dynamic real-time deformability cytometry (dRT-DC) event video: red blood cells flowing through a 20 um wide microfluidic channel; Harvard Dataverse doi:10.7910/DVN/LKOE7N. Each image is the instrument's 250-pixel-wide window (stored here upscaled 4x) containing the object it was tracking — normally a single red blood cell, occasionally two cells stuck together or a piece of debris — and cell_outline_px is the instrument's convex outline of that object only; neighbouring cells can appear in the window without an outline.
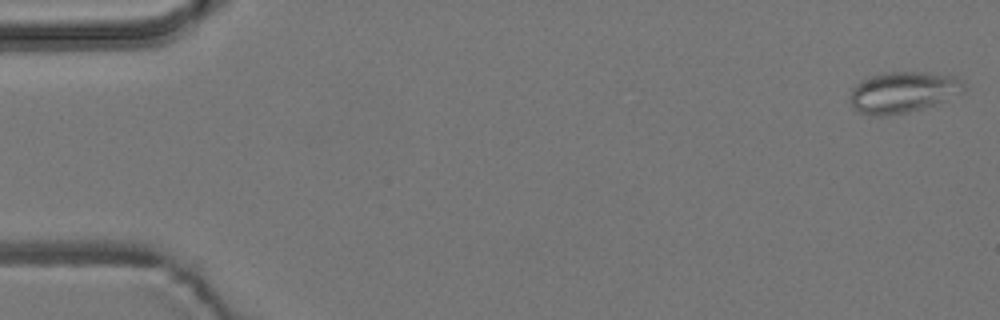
{"species": "common noctule bat (a hibernating species)", "species_latin": "Nyctalus noctula", "temperature_condition": "room temperature", "stored_images_in_passage": 5, "camera_frame_rate_fps": 3000, "um_per_image_px": 0.085, "animal": {"sex": "male", "body_mass_g": 19.2, "forearm_length_mm": 51.8}, "frame": {"image": 1, "passage_image": 1, "time_ms": 0.0, "image_size_px": [1000, 320], "cell_outline_px": [[964, 92], [924, 108], [908, 112], [884, 116], [872, 116], [860, 112], [852, 108], [852, 88], [860, 80], [880, 72], [928, 72], [956, 76], [964, 84]], "centroid_in_image_um": [76.75, 7.82], "position_along_channel_um": 8.3, "area_um2": 27.28}}